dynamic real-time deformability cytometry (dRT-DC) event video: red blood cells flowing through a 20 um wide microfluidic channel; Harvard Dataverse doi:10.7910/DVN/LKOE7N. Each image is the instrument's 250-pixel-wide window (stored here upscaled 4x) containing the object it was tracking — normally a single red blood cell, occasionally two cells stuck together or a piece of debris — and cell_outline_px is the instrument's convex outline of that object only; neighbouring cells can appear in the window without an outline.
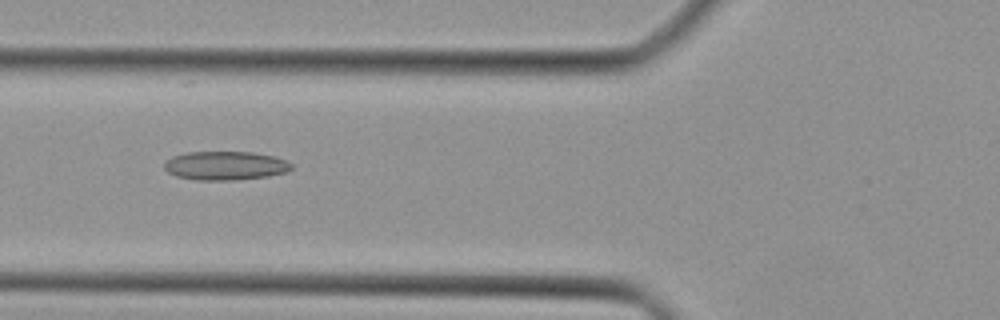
{"species": "Egyptian fruit bat (a non-hibernating species)", "species_latin": "Rousettus aegyptiacus", "temperature_condition": "cold", "stored_images_in_passage": 44, "camera_frame_rate_fps": 3000, "um_per_image_px": 0.085, "animal": {"sex": "female"}, "frame": {"image": 1, "passage_image": 17, "time_ms": 5.333, "image_size_px": [1000, 320], "cell_outline_px": [[292, 168], [288, 172], [268, 176], [232, 180], [196, 180], [176, 176], [168, 172], [164, 168], [164, 164], [172, 156], [188, 152], [252, 152], [272, 156], [284, 160], [292, 164]], "centroid_in_image_um": [19.15, 14.08], "position_along_channel_um": 106.7, "area_um2": 21.21}}
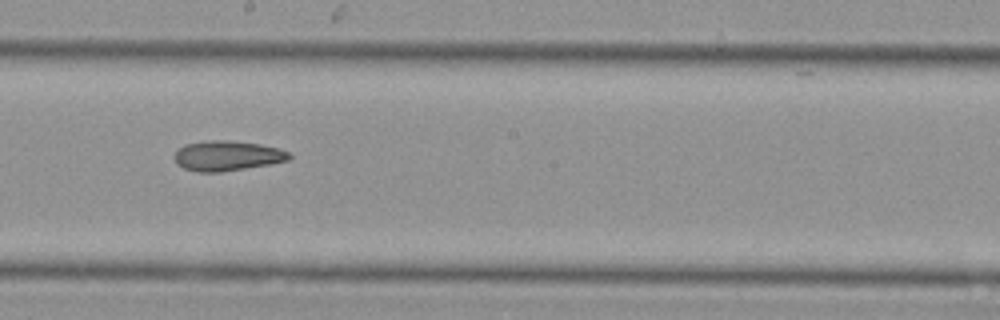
{"frame": {"image": 2, "passage_image": 25, "time_ms": 8.0, "image_size_px": [1000, 320], "cell_outline_px": [[292, 156], [288, 160], [268, 164], [220, 172], [196, 172], [184, 168], [176, 164], [172, 156], [184, 144], [208, 140], [228, 140], [260, 144], [280, 148], [288, 152]], "centroid_in_image_um": [19.27, 13.23], "position_along_channel_um": 228.9, "area_um2": 20.11}}
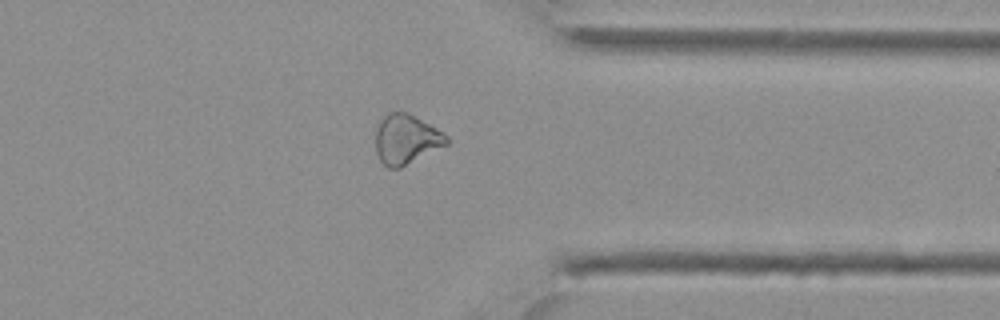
{"frame": {"image": 3, "passage_image": 35, "time_ms": 11.333, "image_size_px": [1000, 320], "cell_outline_px": [[448, 144], [400, 168], [388, 168], [380, 160], [376, 152], [376, 128], [380, 120], [388, 112], [408, 112], [416, 116], [444, 132], [448, 136]], "centroid_in_image_um": [34.53, 11.83], "position_along_channel_um": 376.9, "area_um2": 20.63}}